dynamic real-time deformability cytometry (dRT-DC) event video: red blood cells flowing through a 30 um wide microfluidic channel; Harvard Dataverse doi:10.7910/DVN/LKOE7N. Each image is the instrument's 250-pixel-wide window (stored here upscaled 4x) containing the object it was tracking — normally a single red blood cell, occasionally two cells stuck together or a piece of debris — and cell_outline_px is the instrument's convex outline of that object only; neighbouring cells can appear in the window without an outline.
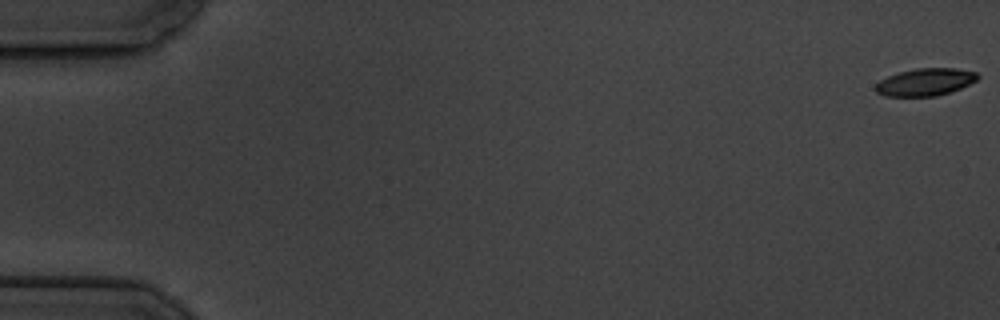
{"species": "common noctule bat (a hibernating species)", "species_latin": "Nyctalus noctula", "temperature_condition": "cold", "stored_images_in_passage": 6, "camera_frame_rate_fps": 3000, "um_per_image_px": 0.085, "animal": {"sex": "male", "body_mass_g": 19.5, "forearm_length_mm": 54.6}, "frame": {"image": 1, "passage_image": 1, "time_ms": 0.0, "image_size_px": [1000, 320], "cell_outline_px": [[980, 76], [976, 80], [960, 88], [936, 96], [884, 96], [876, 92], [876, 84], [880, 80], [888, 76], [900, 72], [916, 68], [956, 68], [976, 72]], "centroid_in_image_um": [78.64, 6.97], "position_along_channel_um": 6.4, "area_um2": 16.13}}
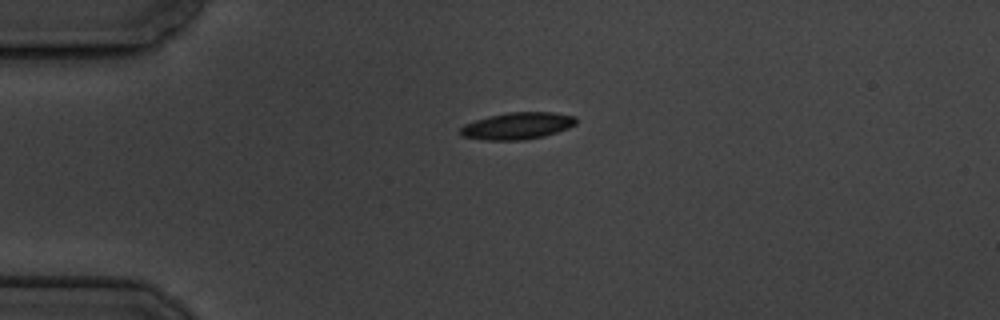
{"frame": {"image": 2, "passage_image": 5, "time_ms": 4.667, "image_size_px": [1000, 320], "cell_outline_px": [[576, 124], [568, 128], [544, 136], [524, 140], [484, 140], [460, 136], [460, 128], [464, 124], [488, 116], [508, 112], [552, 112], [576, 116]], "centroid_in_image_um": [43.96, 10.7], "position_along_channel_um": 41.0, "area_um2": 18.21}}